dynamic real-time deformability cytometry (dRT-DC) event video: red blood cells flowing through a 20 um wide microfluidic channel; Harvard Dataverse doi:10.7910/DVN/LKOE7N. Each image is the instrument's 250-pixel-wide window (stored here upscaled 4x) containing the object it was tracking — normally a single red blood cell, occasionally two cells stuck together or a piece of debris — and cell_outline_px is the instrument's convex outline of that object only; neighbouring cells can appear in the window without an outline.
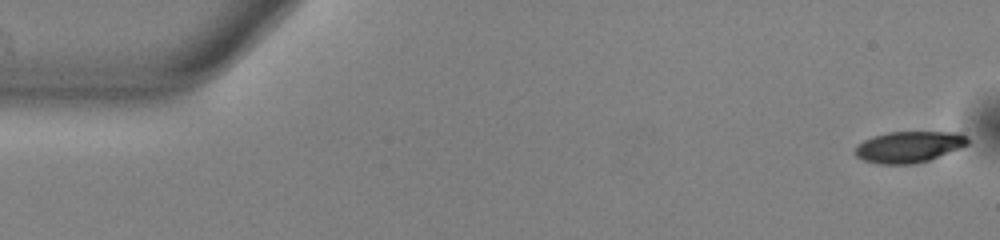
{"species": "common noctule bat (a hibernating species)", "species_latin": "Nyctalus noctula", "temperature_condition": "warm", "stored_images_in_passage": 10, "camera_frame_rate_fps": 3000, "um_per_image_px": 0.085, "animal": {"sex": "male", "body_mass_g": 13.0, "forearm_length_mm": 53.1}, "frame": {"image": 1, "passage_image": 1, "time_ms": 0.0, "image_size_px": [1000, 240], "cell_outline_px": [[968, 144], [928, 160], [912, 164], [880, 164], [864, 160], [856, 156], [856, 144], [872, 136], [888, 132], [960, 132], [968, 136]], "centroid_in_image_um": [77.24, 12.47], "position_along_channel_um": 7.8, "area_um2": 20.35}}